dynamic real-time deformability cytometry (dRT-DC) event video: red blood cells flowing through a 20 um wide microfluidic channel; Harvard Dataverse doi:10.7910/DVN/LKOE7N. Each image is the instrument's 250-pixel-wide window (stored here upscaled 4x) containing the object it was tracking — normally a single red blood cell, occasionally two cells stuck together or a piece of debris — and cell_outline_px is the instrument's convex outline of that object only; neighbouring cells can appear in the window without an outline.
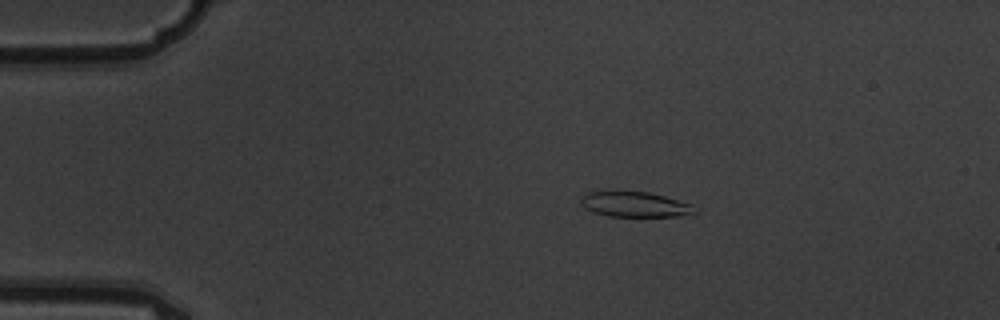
{"species": "common noctule bat (a hibernating species)", "species_latin": "Nyctalus noctula", "temperature_condition": "warm", "stored_images_in_passage": 4, "camera_frame_rate_fps": 3000, "um_per_image_px": 0.085, "animal": {"sex": "male", "body_mass_g": 19.5, "forearm_length_mm": 54.6}, "frame": {"image": 1, "passage_image": 2, "time_ms": 0.333, "image_size_px": [1000, 320], "cell_outline_px": [[696, 212], [676, 216], [608, 216], [592, 212], [584, 208], [580, 204], [580, 200], [588, 192], [648, 192], [664, 196], [692, 204], [696, 208]], "centroid_in_image_um": [53.95, 17.38], "position_along_channel_um": 31.1, "area_um2": 16.47}}